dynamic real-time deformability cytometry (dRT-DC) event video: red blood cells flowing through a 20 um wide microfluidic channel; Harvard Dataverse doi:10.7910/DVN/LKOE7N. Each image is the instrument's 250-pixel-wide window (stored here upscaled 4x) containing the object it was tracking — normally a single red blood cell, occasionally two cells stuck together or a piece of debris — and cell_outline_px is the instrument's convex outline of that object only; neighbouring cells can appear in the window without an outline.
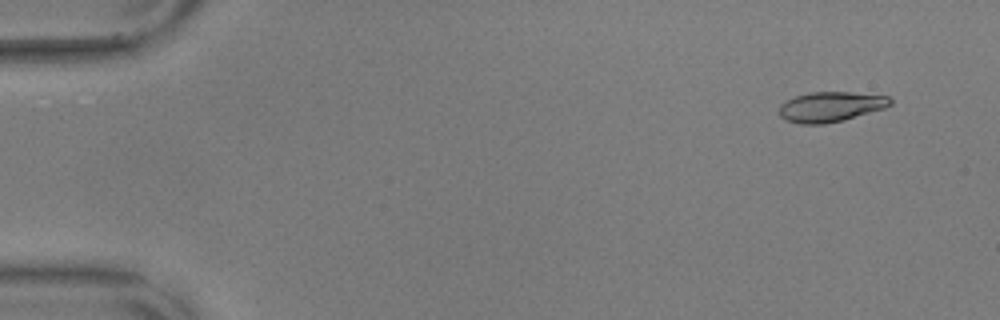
{"species": "common noctule bat (a hibernating species)", "species_latin": "Nyctalus noctula", "temperature_condition": "warm", "stored_images_in_passage": 57, "camera_frame_rate_fps": 3000, "um_per_image_px": 0.085, "animal": {"sex": "male", "body_mass_g": 17.9, "forearm_length_mm": 54.2}, "frame": {"image": 1, "passage_image": 5, "time_ms": 1.333, "image_size_px": [1000, 320], "cell_outline_px": [[892, 104], [884, 108], [844, 120], [824, 124], [800, 124], [784, 120], [780, 116], [780, 104], [796, 96], [812, 92], [852, 92], [888, 96], [892, 100]], "centroid_in_image_um": [70.61, 9.08], "position_along_channel_um": 14.4, "area_um2": 19.42}}
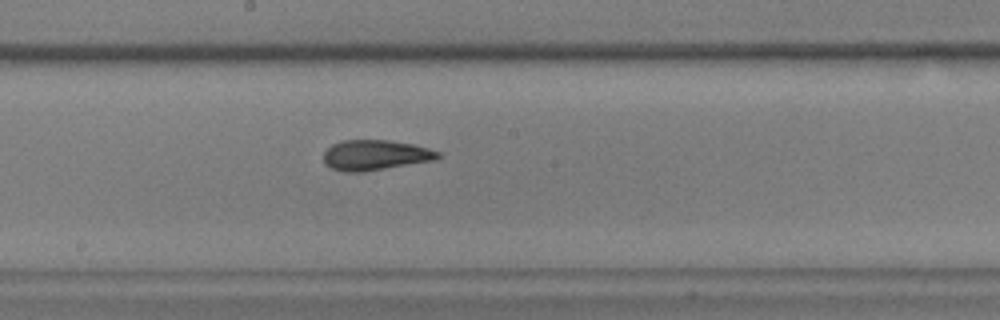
{"frame": {"image": 2, "passage_image": 32, "time_ms": 10.333, "image_size_px": [1000, 320], "cell_outline_px": [[440, 156], [436, 160], [364, 172], [344, 172], [332, 168], [324, 164], [324, 152], [332, 144], [340, 140], [388, 140], [412, 144], [428, 148], [440, 152]], "centroid_in_image_um": [31.89, 13.19], "position_along_channel_um": 216.3, "area_um2": 20.29}}
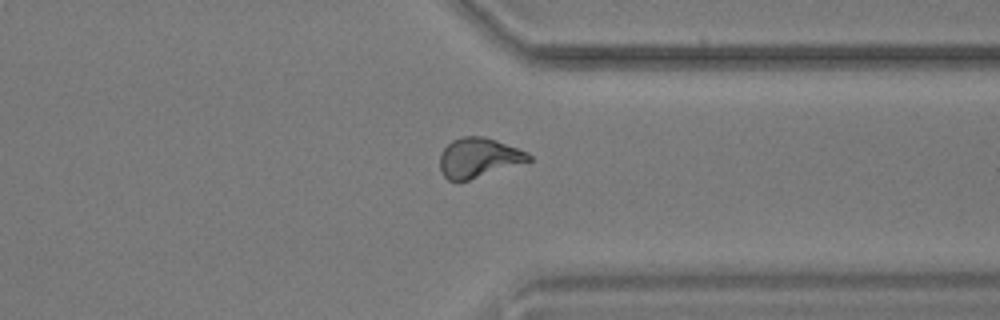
{"frame": {"image": 3, "passage_image": 45, "time_ms": 14.667, "image_size_px": [1000, 320], "cell_outline_px": [[532, 160], [468, 180], [448, 180], [440, 172], [440, 156], [444, 148], [452, 140], [464, 136], [484, 136], [496, 140], [528, 152], [532, 156]], "centroid_in_image_um": [40.67, 13.39], "position_along_channel_um": 370.7, "area_um2": 20.29}, "authors_computed_cell_mechanics": {"area_um2": 19.9988, "velocity_mm_per_s": 3.5828, "shape_relaxation_time_tau1_ms": 8.6763, "shape_relaxation_time_tau2_ms": 1.5891, "deformation_change_tau1": 0.2522, "deformation_change_tau2": 0.087}}